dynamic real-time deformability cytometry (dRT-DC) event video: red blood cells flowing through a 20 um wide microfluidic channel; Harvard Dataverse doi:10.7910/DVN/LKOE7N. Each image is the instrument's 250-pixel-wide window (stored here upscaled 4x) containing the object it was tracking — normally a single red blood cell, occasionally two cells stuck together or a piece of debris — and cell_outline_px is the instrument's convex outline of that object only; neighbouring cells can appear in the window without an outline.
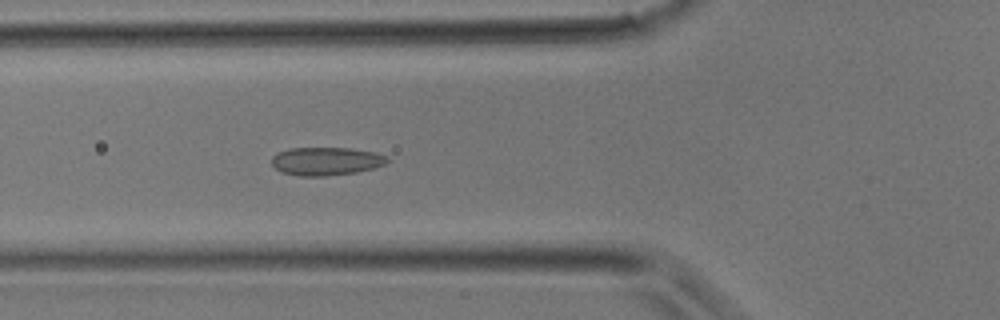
{"species": "common noctule bat (a hibernating species)", "species_latin": "Nyctalus noctula", "temperature_condition": "room temperature", "stored_images_in_passage": 31, "camera_frame_rate_fps": 3000, "um_per_image_px": 0.085, "animal": {"sex": "male", "body_mass_g": 17.9}, "frame": {"image": 1, "passage_image": 13, "time_ms": 4.0, "image_size_px": [1000, 320], "cell_outline_px": [[388, 160], [384, 164], [372, 168], [356, 172], [324, 176], [300, 176], [284, 172], [276, 168], [272, 164], [272, 156], [276, 152], [292, 148], [348, 148], [376, 152], [384, 156]], "centroid_in_image_um": [27.69, 13.69], "position_along_channel_um": 98.1, "area_um2": 18.73}}
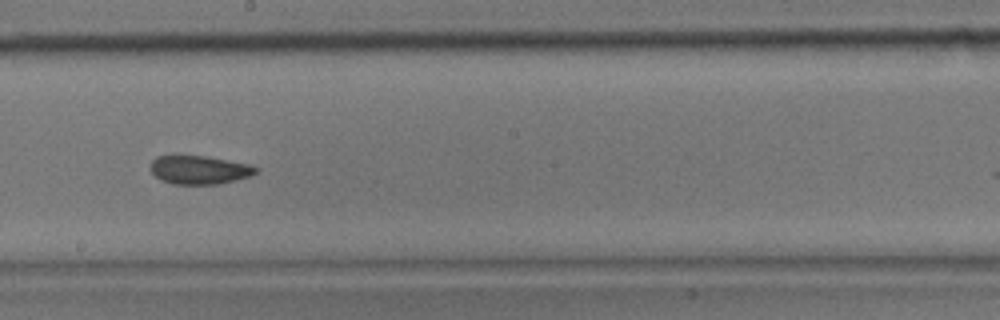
{"frame": {"image": 2, "passage_image": 20, "time_ms": 6.333, "image_size_px": [1000, 320], "cell_outline_px": [[260, 168], [256, 172], [248, 176], [236, 180], [220, 184], [172, 184], [160, 180], [152, 172], [152, 160], [156, 156], [204, 156], [248, 164]], "centroid_in_image_um": [16.94, 14.45], "position_along_channel_um": 231.3, "area_um2": 17.28}}
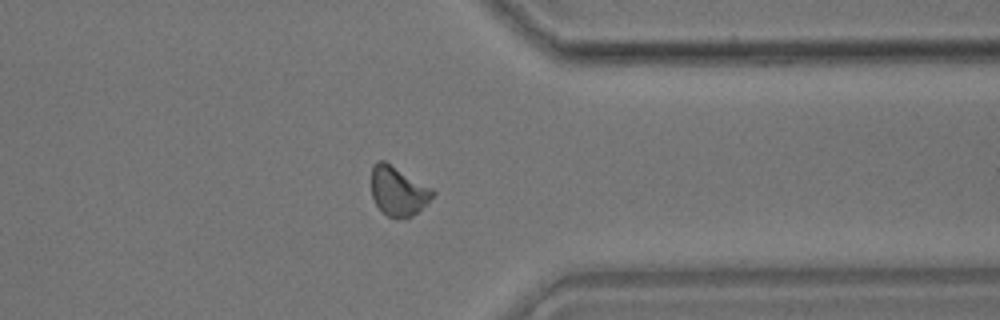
{"frame": {"image": 3, "passage_image": 28, "time_ms": 9.0, "image_size_px": [1000, 320], "cell_outline_px": [[436, 192], [408, 220], [404, 220], [388, 216], [376, 204], [372, 196], [372, 164], [376, 160], [384, 160], [432, 188]], "centroid_in_image_um": [33.82, 16.23], "position_along_channel_um": 377.6, "area_um2": 17.46}}